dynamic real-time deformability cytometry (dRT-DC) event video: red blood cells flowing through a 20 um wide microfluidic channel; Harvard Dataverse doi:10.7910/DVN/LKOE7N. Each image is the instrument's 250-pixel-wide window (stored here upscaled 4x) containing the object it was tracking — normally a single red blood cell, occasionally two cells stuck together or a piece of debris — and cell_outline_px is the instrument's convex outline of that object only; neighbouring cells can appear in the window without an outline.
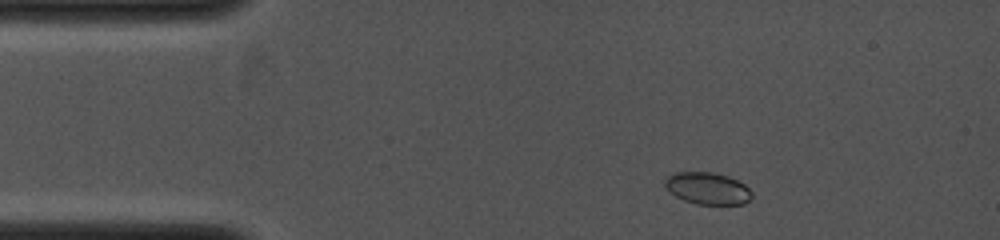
{"species": "common noctule bat (a hibernating species)", "species_latin": "Nyctalus noctula", "temperature_condition": "cold", "stored_images_in_passage": 2, "camera_frame_rate_fps": 4000, "um_per_image_px": 0.085, "animal": {"sex": "female", "body_mass_g": 19.0, "forearm_length_mm": 53.3}, "frame": {"image": 1, "passage_image": 1, "time_ms": 0.0, "image_size_px": [1000, 240], "cell_outline_px": [[752, 200], [744, 204], [696, 204], [684, 200], [676, 196], [664, 184], [664, 180], [668, 176], [676, 172], [712, 172], [728, 176], [744, 184], [752, 192]], "centroid_in_image_um": [60.18, 16.01], "position_along_channel_um": 24.8, "area_um2": 16.13}}